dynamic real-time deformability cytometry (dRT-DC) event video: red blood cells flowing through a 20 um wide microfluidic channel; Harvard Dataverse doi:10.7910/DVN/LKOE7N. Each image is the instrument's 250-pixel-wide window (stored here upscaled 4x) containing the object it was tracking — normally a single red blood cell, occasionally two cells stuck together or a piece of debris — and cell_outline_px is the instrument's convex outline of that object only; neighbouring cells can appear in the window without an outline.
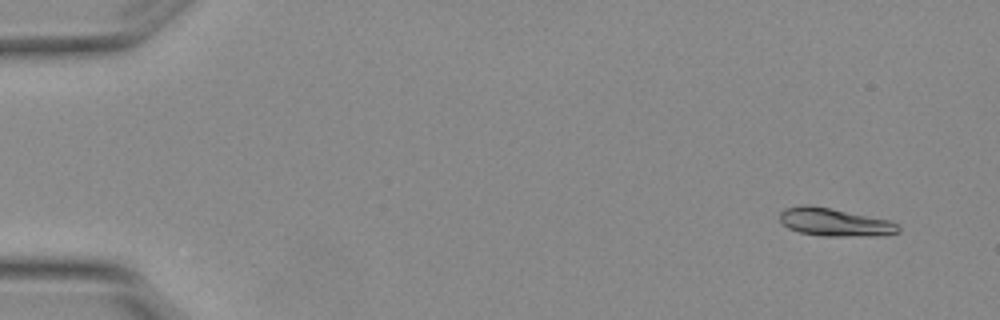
{"species": "Egyptian fruit bat (a non-hibernating species)", "species_latin": "Rousettus aegyptiacus", "temperature_condition": "warm", "stored_images_in_passage": 6, "camera_frame_rate_fps": 3000, "um_per_image_px": 0.085, "animal": {"sex": "female"}, "frame": {"image": 1, "passage_image": 1, "time_ms": 0.0, "image_size_px": [1000, 320], "cell_outline_px": [[900, 232], [880, 236], [824, 236], [800, 232], [788, 228], [780, 220], [780, 212], [784, 208], [804, 204], [808, 204], [888, 220], [896, 224], [900, 228]], "centroid_in_image_um": [70.93, 18.89], "position_along_channel_um": 14.1, "area_um2": 19.13}}
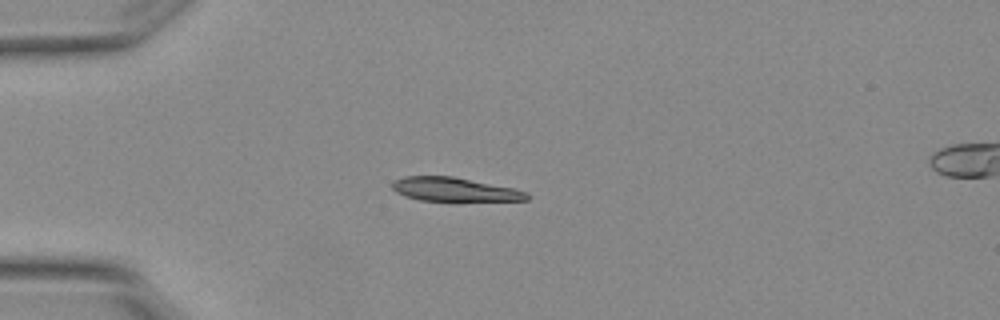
{"frame": {"image": 2, "passage_image": 4, "time_ms": 1.0, "image_size_px": [1000, 320], "cell_outline_px": [[528, 200], [420, 200], [404, 196], [396, 192], [392, 188], [392, 184], [396, 180], [404, 176], [452, 176], [512, 188], [528, 192]], "centroid_in_image_um": [38.58, 16.09], "position_along_channel_um": 46.4, "area_um2": 18.21}}
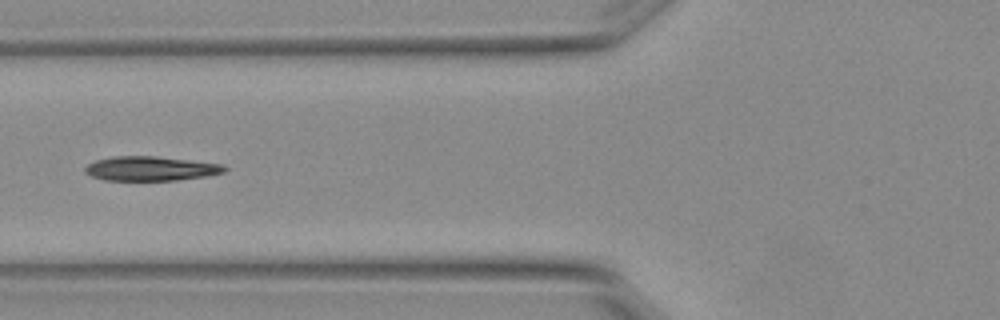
{"frame": {"image": 3, "passage_image": 6, "time_ms": 1.667, "image_size_px": [1000, 320], "cell_outline_px": [[228, 168], [224, 172], [204, 176], [176, 180], [104, 180], [92, 176], [84, 172], [84, 168], [88, 164], [96, 160], [116, 156], [156, 156], [220, 164]], "centroid_in_image_um": [12.77, 14.33], "position_along_channel_um": 113.0, "area_um2": 19.54}}